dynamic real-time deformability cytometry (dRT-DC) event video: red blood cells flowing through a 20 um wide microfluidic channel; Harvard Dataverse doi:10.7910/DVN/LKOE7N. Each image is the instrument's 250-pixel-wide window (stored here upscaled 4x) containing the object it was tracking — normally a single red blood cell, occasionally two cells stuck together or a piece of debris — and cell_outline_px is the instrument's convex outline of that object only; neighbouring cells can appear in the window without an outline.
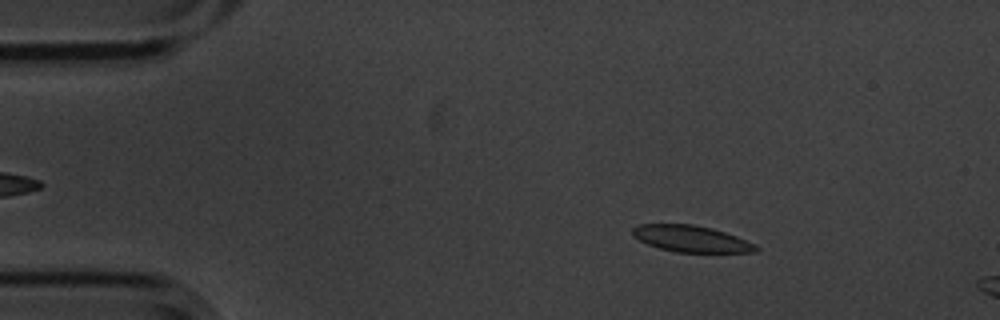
{"species": "common noctule bat (a hibernating species)", "species_latin": "Nyctalus noctula", "temperature_condition": "cold", "stored_images_in_passage": 14, "camera_frame_rate_fps": 3000, "um_per_image_px": 0.085, "animal": {"sex": "male", "body_mass_g": 20.1, "forearm_length_mm": 53.5}, "frame": {"image": 1, "passage_image": 8, "time_ms": 2.333, "image_size_px": [1000, 320], "cell_outline_px": [[760, 248], [756, 252], [676, 252], [660, 248], [648, 244], [632, 236], [632, 228], [636, 224], [692, 224], [712, 228], [736, 236], [756, 244]], "centroid_in_image_um": [58.74, 20.29], "position_along_channel_um": 26.3, "area_um2": 19.02}}